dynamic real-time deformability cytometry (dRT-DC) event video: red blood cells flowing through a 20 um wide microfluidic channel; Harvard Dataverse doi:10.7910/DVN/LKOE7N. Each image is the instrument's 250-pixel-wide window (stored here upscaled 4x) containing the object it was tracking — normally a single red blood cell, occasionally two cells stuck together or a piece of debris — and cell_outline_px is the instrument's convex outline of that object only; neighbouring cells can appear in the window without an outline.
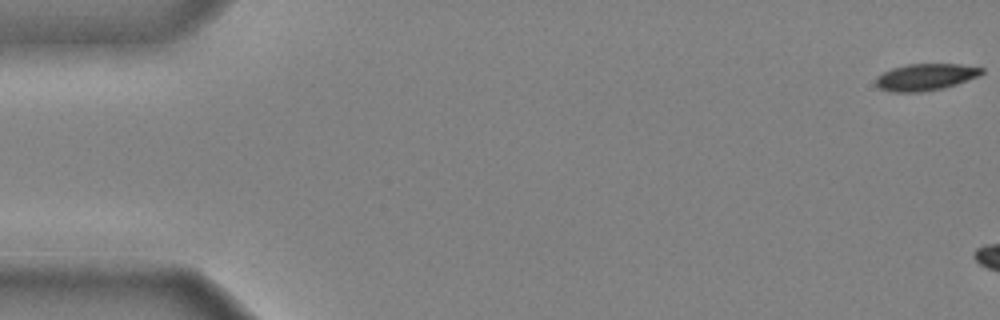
{"species": "common noctule bat (a hibernating species)", "species_latin": "Nyctalus noctula", "temperature_condition": "cold", "stored_images_in_passage": 6, "camera_frame_rate_fps": 3000, "um_per_image_px": 0.085, "animal": {"sex": "male", "body_mass_g": 20.4}, "frame": {"image": 1, "passage_image": 1, "time_ms": 0.0, "image_size_px": [1000, 320], "cell_outline_px": [[984, 72], [980, 76], [944, 88], [920, 92], [888, 92], [880, 88], [876, 84], [876, 76], [892, 68], [908, 64], [960, 64], [984, 68]], "centroid_in_image_um": [78.68, 6.55], "position_along_channel_um": 6.3, "area_um2": 16.59}}